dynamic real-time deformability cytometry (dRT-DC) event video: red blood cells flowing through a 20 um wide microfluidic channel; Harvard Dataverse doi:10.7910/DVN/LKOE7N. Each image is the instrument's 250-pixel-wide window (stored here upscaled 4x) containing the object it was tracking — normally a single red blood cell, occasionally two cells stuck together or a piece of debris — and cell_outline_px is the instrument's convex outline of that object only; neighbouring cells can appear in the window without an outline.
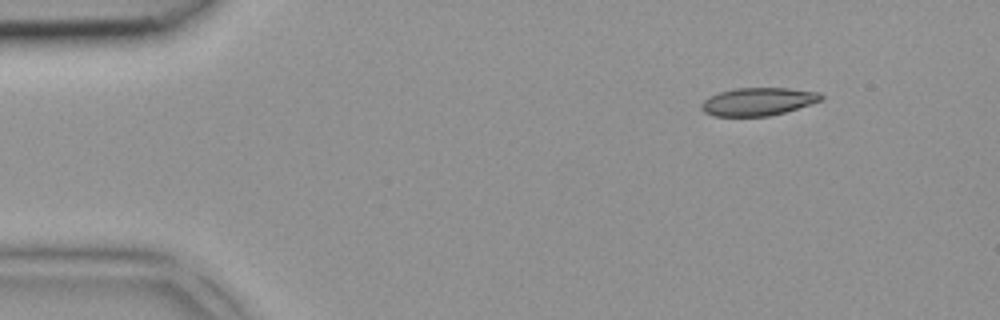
{"species": "common noctule bat (a hibernating species)", "species_latin": "Nyctalus noctula", "temperature_condition": "room temperature", "stored_images_in_passage": 2, "camera_frame_rate_fps": 3000, "um_per_image_px": 0.085, "animal": {"sex": "female", "body_mass_g": 18.4}, "frame": {"image": 1, "passage_image": 1, "time_ms": 0.0, "image_size_px": [1000, 320], "cell_outline_px": [[824, 100], [784, 112], [768, 116], [712, 116], [704, 112], [700, 108], [700, 104], [704, 100], [720, 92], [736, 88], [788, 88], [820, 92], [824, 96]], "centroid_in_image_um": [64.46, 8.63], "position_along_channel_um": 20.5, "area_um2": 19.48}}